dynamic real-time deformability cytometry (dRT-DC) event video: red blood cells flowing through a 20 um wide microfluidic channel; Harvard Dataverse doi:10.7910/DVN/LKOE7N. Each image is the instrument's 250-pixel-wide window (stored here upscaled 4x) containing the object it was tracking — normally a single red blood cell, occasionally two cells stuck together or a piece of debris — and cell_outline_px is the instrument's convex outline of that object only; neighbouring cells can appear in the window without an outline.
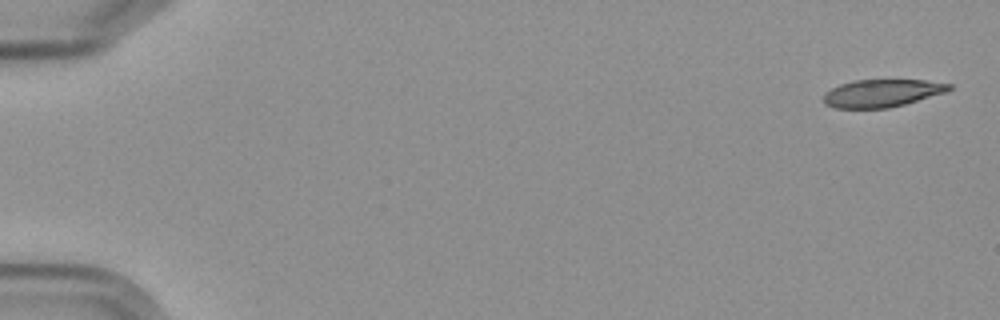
{"species": "Egyptian fruit bat (a non-hibernating species)", "species_latin": "Rousettus aegyptiacus", "temperature_condition": "cold", "stored_images_in_passage": 7, "camera_frame_rate_fps": 3000, "um_per_image_px": 0.085, "frame": {"image": 1, "passage_image": 1, "time_ms": 0.0, "image_size_px": [1000, 320], "cell_outline_px": [[952, 88], [948, 92], [904, 104], [888, 108], [832, 108], [824, 104], [824, 96], [832, 88], [840, 84], [856, 80], [924, 80], [952, 84]], "centroid_in_image_um": [75.0, 7.92], "position_along_channel_um": 10.0, "area_um2": 20.17}}
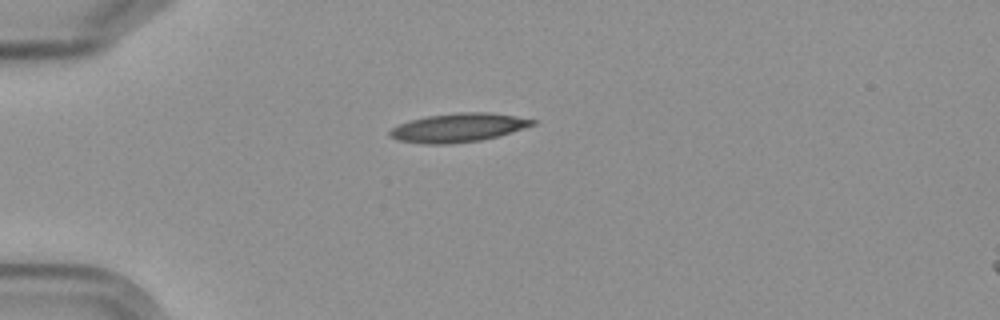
{"frame": {"image": 2, "passage_image": 5, "time_ms": 4.667, "image_size_px": [1000, 320], "cell_outline_px": [[536, 124], [512, 132], [480, 140], [448, 144], [424, 144], [400, 140], [388, 136], [388, 132], [392, 128], [408, 120], [424, 116], [460, 112], [488, 112], [516, 116], [536, 120]], "centroid_in_image_um": [38.93, 10.84], "position_along_channel_um": 46.1, "area_um2": 23.87}}
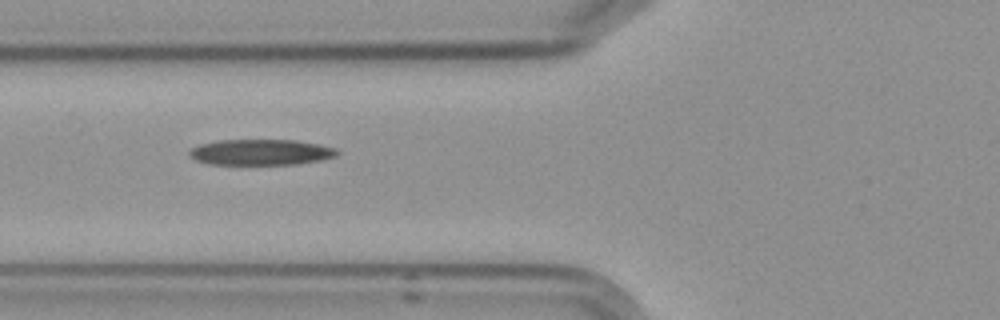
{"frame": {"image": 3, "passage_image": 7, "time_ms": 7.0, "image_size_px": [1000, 320], "cell_outline_px": [[340, 152], [336, 156], [320, 160], [296, 164], [208, 164], [196, 160], [188, 156], [188, 152], [192, 148], [200, 144], [216, 140], [296, 140], [320, 144], [336, 148]], "centroid_in_image_um": [22.17, 12.93], "position_along_channel_um": 103.6, "area_um2": 22.31}}